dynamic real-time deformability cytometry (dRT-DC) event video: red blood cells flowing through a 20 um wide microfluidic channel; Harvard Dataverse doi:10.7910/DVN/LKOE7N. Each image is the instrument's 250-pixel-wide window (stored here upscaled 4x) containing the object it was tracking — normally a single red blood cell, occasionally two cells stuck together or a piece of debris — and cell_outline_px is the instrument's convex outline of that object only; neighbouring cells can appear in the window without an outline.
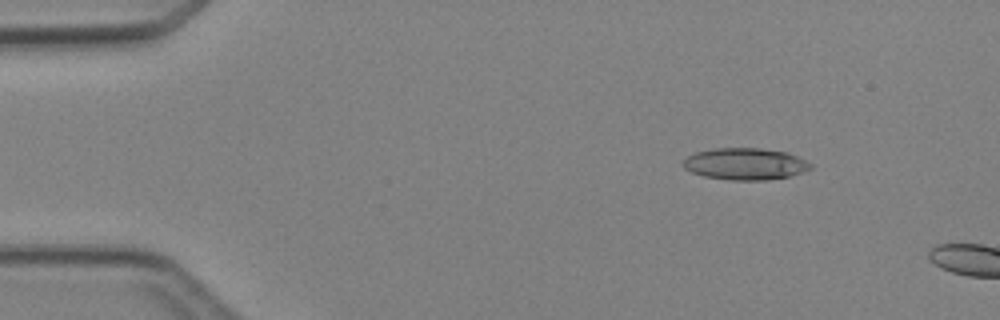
{"species": "Egyptian fruit bat (a non-hibernating species)", "species_latin": "Rousettus aegyptiacus", "temperature_condition": "cold", "stored_images_in_passage": 3, "camera_frame_rate_fps": 3000, "um_per_image_px": 0.085, "animal": {"sex": "female"}, "frame": {"image": 1, "passage_image": 2, "time_ms": 1.0, "image_size_px": [1000, 320], "cell_outline_px": [[812, 168], [804, 172], [788, 176], [768, 180], [728, 180], [704, 176], [692, 172], [684, 168], [680, 164], [688, 156], [696, 152], [712, 148], [760, 148], [788, 152], [812, 164]], "centroid_in_image_um": [63.33, 13.93], "position_along_channel_um": 21.7, "area_um2": 23.7}}